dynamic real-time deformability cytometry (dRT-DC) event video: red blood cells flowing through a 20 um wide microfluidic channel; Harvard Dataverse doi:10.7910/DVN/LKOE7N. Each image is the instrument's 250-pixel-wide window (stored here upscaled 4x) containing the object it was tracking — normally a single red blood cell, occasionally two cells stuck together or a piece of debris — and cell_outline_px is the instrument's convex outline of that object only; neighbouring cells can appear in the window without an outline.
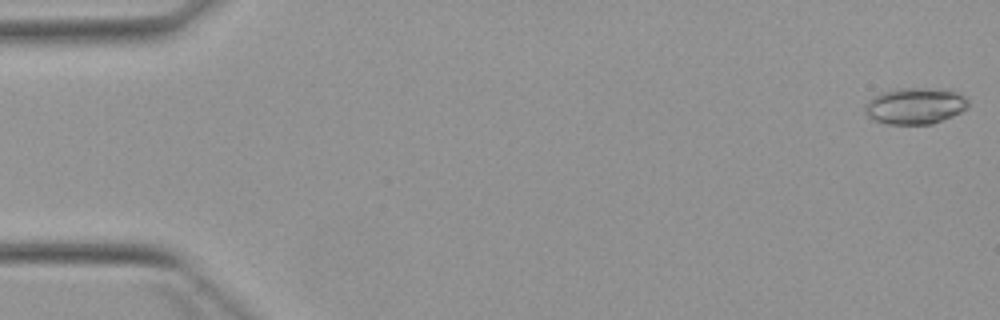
{"species": "Egyptian fruit bat (a non-hibernating species)", "species_latin": "Rousettus aegyptiacus", "temperature_condition": "warm", "stored_images_in_passage": 6, "camera_frame_rate_fps": 3000, "um_per_image_px": 0.085, "animal": {"sex": "female"}, "frame": {"image": 1, "passage_image": 1, "time_ms": 0.0, "image_size_px": [1000, 320], "cell_outline_px": [[968, 108], [952, 116], [932, 124], [888, 124], [872, 120], [864, 112], [864, 104], [868, 100], [880, 92], [896, 88], [948, 88], [960, 92], [968, 100]], "centroid_in_image_um": [77.78, 8.98], "position_along_channel_um": 7.2, "area_um2": 22.43}}
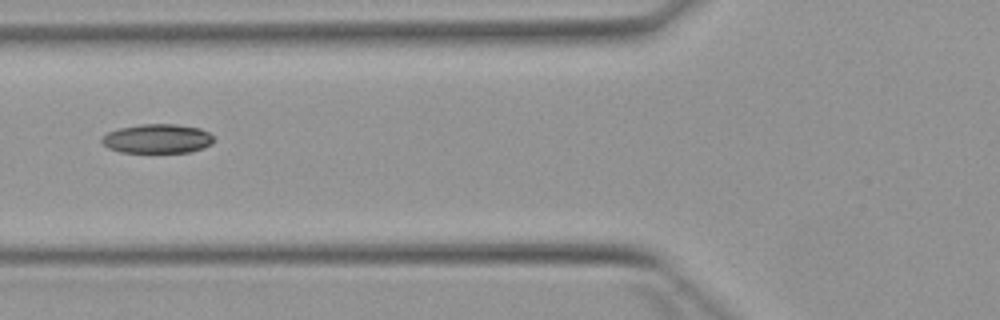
{"frame": {"image": 2, "passage_image": 5, "time_ms": 6.333, "image_size_px": [1000, 320], "cell_outline_px": [[216, 140], [212, 144], [192, 152], [120, 152], [108, 148], [100, 140], [100, 136], [108, 132], [120, 128], [140, 124], [176, 124], [200, 128], [208, 132]], "centroid_in_image_um": [13.38, 11.78], "position_along_channel_um": 112.4, "area_um2": 19.19}}
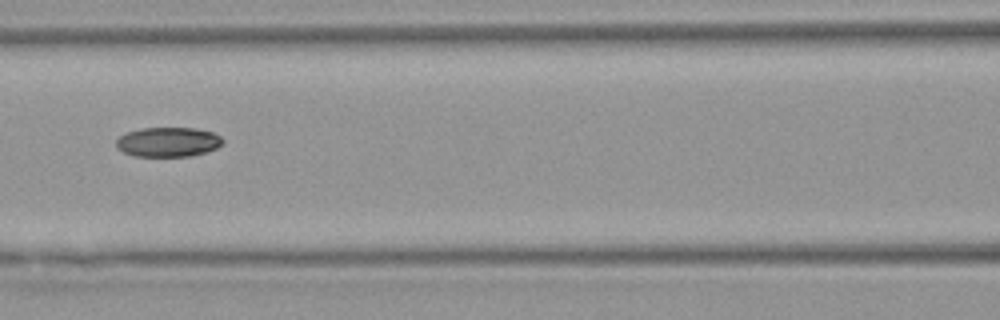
{"frame": {"image": 3, "passage_image": 6, "time_ms": 7.333, "image_size_px": [1000, 320], "cell_outline_px": [[224, 140], [216, 148], [208, 152], [192, 156], [132, 156], [116, 148], [116, 140], [120, 136], [128, 132], [144, 128], [196, 128], [212, 132], [220, 136]], "centroid_in_image_um": [14.29, 12.08], "position_along_channel_um": 152.3, "area_um2": 18.38}}